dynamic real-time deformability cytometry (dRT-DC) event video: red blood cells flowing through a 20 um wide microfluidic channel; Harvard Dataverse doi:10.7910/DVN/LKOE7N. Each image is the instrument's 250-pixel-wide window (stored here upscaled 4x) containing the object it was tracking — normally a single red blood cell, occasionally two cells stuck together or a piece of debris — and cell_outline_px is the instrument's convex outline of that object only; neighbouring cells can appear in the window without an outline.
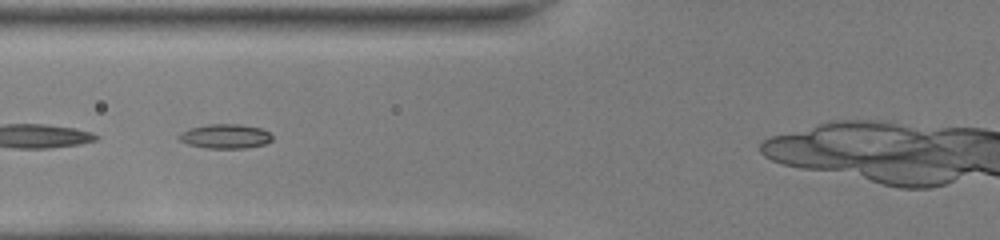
{"species": "common noctule bat (a hibernating species)", "species_latin": "Nyctalus noctula", "temperature_condition": "room temperature", "stored_images_in_passage": 32, "camera_frame_rate_fps": 3000, "um_per_image_px": 0.085, "animal": {"sex": "female", "body_mass_g": 22.0, "forearm_length_mm": 56.7}, "frame": {"image": 1, "passage_image": 8, "time_ms": 2.333, "image_size_px": [1000, 240], "cell_outline_px": [[272, 140], [264, 144], [244, 148], [208, 148], [188, 144], [180, 140], [176, 136], [180, 132], [188, 128], [208, 124], [240, 124], [260, 128], [268, 132], [272, 136]], "centroid_in_image_um": [19.11, 11.57], "position_along_channel_um": 106.7, "area_um2": 13.24}}
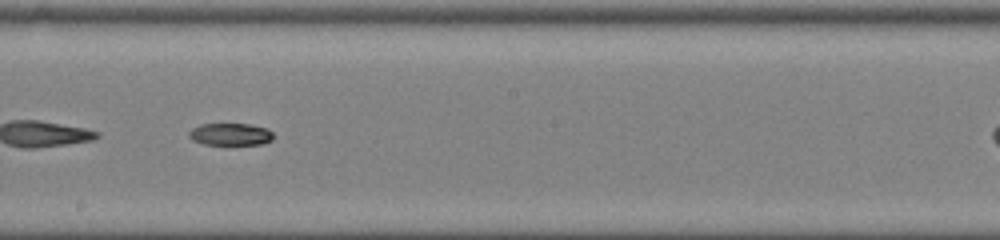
{"frame": {"image": 2, "passage_image": 17, "time_ms": 5.333, "image_size_px": [1000, 240], "cell_outline_px": [[272, 140], [260, 144], [204, 144], [192, 140], [188, 136], [188, 132], [192, 128], [200, 124], [248, 124], [268, 128], [272, 132]], "centroid_in_image_um": [19.56, 11.4], "position_along_channel_um": 228.6, "area_um2": 10.87}}
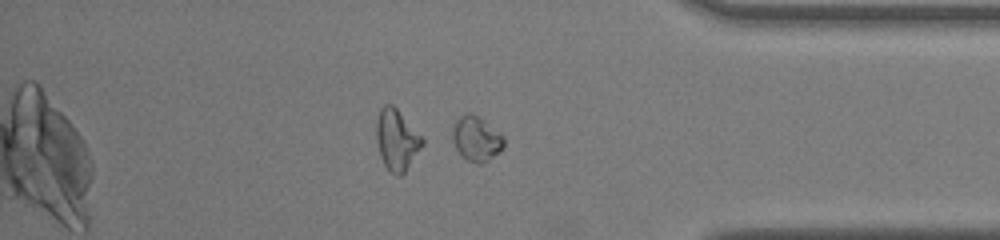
{"frame": {"image": 3, "passage_image": 30, "time_ms": 9.667, "image_size_px": [1000, 240], "cell_outline_px": [[504, 144], [500, 152], [488, 160], [480, 164], [476, 164], [468, 160], [456, 148], [452, 140], [452, 128], [456, 120], [460, 116], [468, 112], [480, 116], [500, 132], [504, 136]], "centroid_in_image_um": [40.5, 11.76], "position_along_channel_um": 394.7, "area_um2": 13.53}}